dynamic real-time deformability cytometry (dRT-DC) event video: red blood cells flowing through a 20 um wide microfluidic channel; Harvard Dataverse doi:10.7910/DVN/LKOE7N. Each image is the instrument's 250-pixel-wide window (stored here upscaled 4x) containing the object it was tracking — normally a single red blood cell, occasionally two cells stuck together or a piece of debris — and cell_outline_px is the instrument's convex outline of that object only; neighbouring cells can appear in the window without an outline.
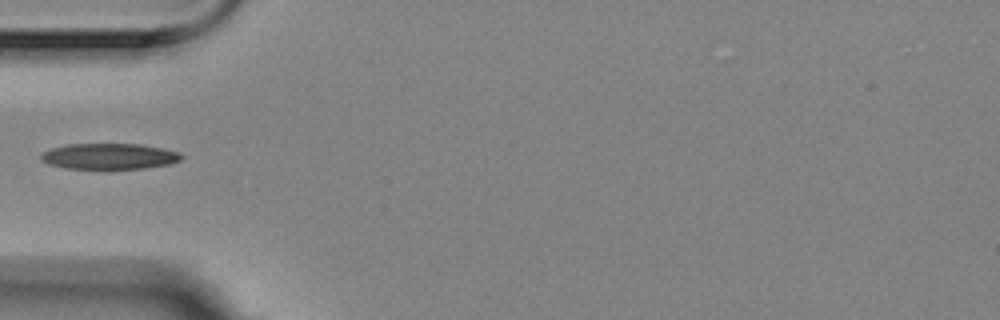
{"species": "Egyptian fruit bat (a non-hibernating species)", "species_latin": "Rousettus aegyptiacus", "temperature_condition": "room temperature", "stored_images_in_passage": 9, "camera_frame_rate_fps": 3000, "um_per_image_px": 0.085, "animal": {"sex": "female"}, "frame": {"image": 1, "passage_image": 1, "time_ms": 0.0, "image_size_px": [1000, 320], "cell_outline_px": [[184, 156], [180, 160], [172, 164], [144, 168], [108, 172], [104, 172], [64, 168], [48, 164], [40, 160], [40, 152], [52, 148], [68, 144], [140, 144], [164, 148], [180, 152]], "centroid_in_image_um": [9.27, 13.34], "position_along_channel_um": 75.7, "area_um2": 22.48}}
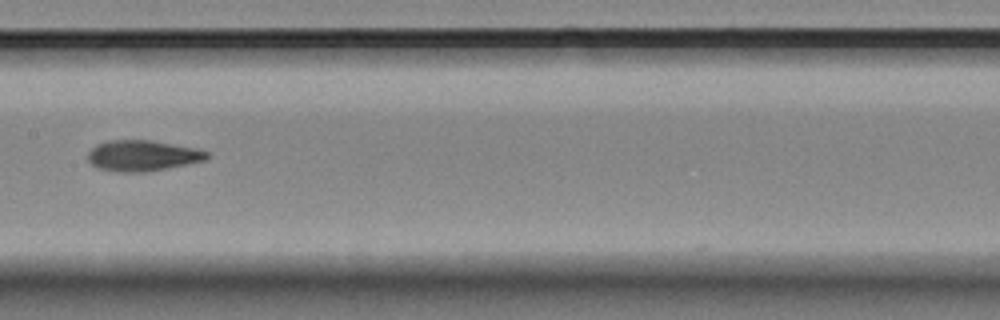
{"frame": {"image": 2, "passage_image": 4, "time_ms": 1.0, "image_size_px": [1000, 320], "cell_outline_px": [[208, 156], [204, 160], [144, 172], [116, 172], [96, 168], [88, 160], [88, 152], [96, 144], [108, 140], [148, 140], [196, 148], [208, 152]], "centroid_in_image_um": [12.04, 13.23], "position_along_channel_um": 195.4, "area_um2": 21.1}}
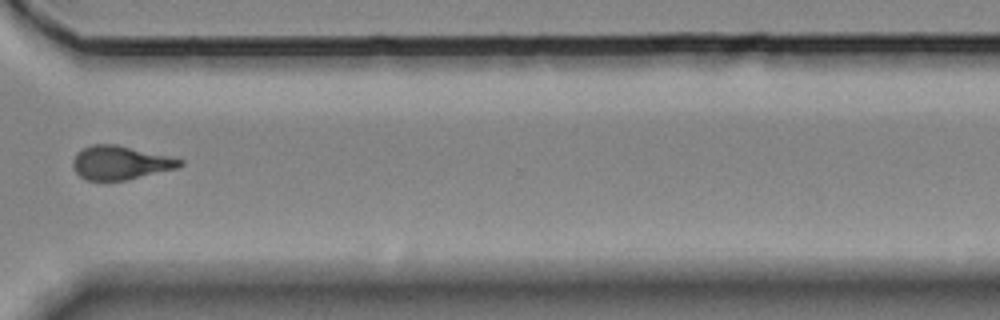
{"frame": {"image": 3, "passage_image": 8, "time_ms": 2.333, "image_size_px": [1000, 320], "cell_outline_px": [[184, 164], [176, 168], [128, 180], [84, 180], [76, 172], [72, 164], [72, 160], [76, 152], [92, 144], [116, 144], [168, 156], [184, 160]], "centroid_in_image_um": [10.2, 13.83], "position_along_channel_um": 360.4, "area_um2": 20.98}}